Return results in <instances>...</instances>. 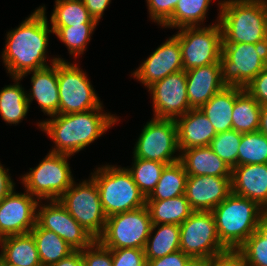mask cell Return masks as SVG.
I'll return each instance as SVG.
<instances>
[{"label": "cell", "instance_id": "74e56055", "mask_svg": "<svg viewBox=\"0 0 267 266\" xmlns=\"http://www.w3.org/2000/svg\"><path fill=\"white\" fill-rule=\"evenodd\" d=\"M237 251L247 266H267V240L255 231Z\"/></svg>", "mask_w": 267, "mask_h": 266}, {"label": "cell", "instance_id": "c3c4849f", "mask_svg": "<svg viewBox=\"0 0 267 266\" xmlns=\"http://www.w3.org/2000/svg\"><path fill=\"white\" fill-rule=\"evenodd\" d=\"M256 231L267 240V210H264L259 218Z\"/></svg>", "mask_w": 267, "mask_h": 266}, {"label": "cell", "instance_id": "4316f807", "mask_svg": "<svg viewBox=\"0 0 267 266\" xmlns=\"http://www.w3.org/2000/svg\"><path fill=\"white\" fill-rule=\"evenodd\" d=\"M152 225H181L193 212L185 195L160 201H146Z\"/></svg>", "mask_w": 267, "mask_h": 266}, {"label": "cell", "instance_id": "7c38bea8", "mask_svg": "<svg viewBox=\"0 0 267 266\" xmlns=\"http://www.w3.org/2000/svg\"><path fill=\"white\" fill-rule=\"evenodd\" d=\"M180 226V250L191 259H208L228 249L219 240L211 211H194Z\"/></svg>", "mask_w": 267, "mask_h": 266}, {"label": "cell", "instance_id": "9a60e30c", "mask_svg": "<svg viewBox=\"0 0 267 266\" xmlns=\"http://www.w3.org/2000/svg\"><path fill=\"white\" fill-rule=\"evenodd\" d=\"M47 203L37 206V223L42 228L56 233L74 250H83L95 241L58 200Z\"/></svg>", "mask_w": 267, "mask_h": 266}, {"label": "cell", "instance_id": "f907efd6", "mask_svg": "<svg viewBox=\"0 0 267 266\" xmlns=\"http://www.w3.org/2000/svg\"><path fill=\"white\" fill-rule=\"evenodd\" d=\"M184 266H205V261L201 259H190Z\"/></svg>", "mask_w": 267, "mask_h": 266}, {"label": "cell", "instance_id": "816d5d0a", "mask_svg": "<svg viewBox=\"0 0 267 266\" xmlns=\"http://www.w3.org/2000/svg\"><path fill=\"white\" fill-rule=\"evenodd\" d=\"M0 266H15V265H10V264H0Z\"/></svg>", "mask_w": 267, "mask_h": 266}, {"label": "cell", "instance_id": "3957f363", "mask_svg": "<svg viewBox=\"0 0 267 266\" xmlns=\"http://www.w3.org/2000/svg\"><path fill=\"white\" fill-rule=\"evenodd\" d=\"M218 5L222 43L267 44V0H223Z\"/></svg>", "mask_w": 267, "mask_h": 266}, {"label": "cell", "instance_id": "b9f144b4", "mask_svg": "<svg viewBox=\"0 0 267 266\" xmlns=\"http://www.w3.org/2000/svg\"><path fill=\"white\" fill-rule=\"evenodd\" d=\"M244 89L261 106L267 105V66Z\"/></svg>", "mask_w": 267, "mask_h": 266}, {"label": "cell", "instance_id": "7402d4cb", "mask_svg": "<svg viewBox=\"0 0 267 266\" xmlns=\"http://www.w3.org/2000/svg\"><path fill=\"white\" fill-rule=\"evenodd\" d=\"M175 121L179 153L194 147L209 146L217 134L208 117L200 109H191Z\"/></svg>", "mask_w": 267, "mask_h": 266}, {"label": "cell", "instance_id": "ab89813d", "mask_svg": "<svg viewBox=\"0 0 267 266\" xmlns=\"http://www.w3.org/2000/svg\"><path fill=\"white\" fill-rule=\"evenodd\" d=\"M111 253L113 266H147L144 249L120 248Z\"/></svg>", "mask_w": 267, "mask_h": 266}, {"label": "cell", "instance_id": "bcb514c9", "mask_svg": "<svg viewBox=\"0 0 267 266\" xmlns=\"http://www.w3.org/2000/svg\"><path fill=\"white\" fill-rule=\"evenodd\" d=\"M9 169L0 163V202L15 188V183L8 174Z\"/></svg>", "mask_w": 267, "mask_h": 266}, {"label": "cell", "instance_id": "7bdbcfd3", "mask_svg": "<svg viewBox=\"0 0 267 266\" xmlns=\"http://www.w3.org/2000/svg\"><path fill=\"white\" fill-rule=\"evenodd\" d=\"M205 266H247L237 250H228L205 261Z\"/></svg>", "mask_w": 267, "mask_h": 266}, {"label": "cell", "instance_id": "ba28073f", "mask_svg": "<svg viewBox=\"0 0 267 266\" xmlns=\"http://www.w3.org/2000/svg\"><path fill=\"white\" fill-rule=\"evenodd\" d=\"M58 201L95 240L102 235L107 216L102 207L97 184L92 177L79 184L73 181Z\"/></svg>", "mask_w": 267, "mask_h": 266}, {"label": "cell", "instance_id": "8d00e7d4", "mask_svg": "<svg viewBox=\"0 0 267 266\" xmlns=\"http://www.w3.org/2000/svg\"><path fill=\"white\" fill-rule=\"evenodd\" d=\"M242 133L229 130L217 133L211 140L209 147L231 169L237 166L238 149L241 143Z\"/></svg>", "mask_w": 267, "mask_h": 266}, {"label": "cell", "instance_id": "d6a6232c", "mask_svg": "<svg viewBox=\"0 0 267 266\" xmlns=\"http://www.w3.org/2000/svg\"><path fill=\"white\" fill-rule=\"evenodd\" d=\"M50 19L51 27L98 24L86 9L82 0H55Z\"/></svg>", "mask_w": 267, "mask_h": 266}, {"label": "cell", "instance_id": "e0dca14e", "mask_svg": "<svg viewBox=\"0 0 267 266\" xmlns=\"http://www.w3.org/2000/svg\"><path fill=\"white\" fill-rule=\"evenodd\" d=\"M183 70L179 40L173 35L137 68L132 76L146 88L166 76Z\"/></svg>", "mask_w": 267, "mask_h": 266}, {"label": "cell", "instance_id": "8fae6325", "mask_svg": "<svg viewBox=\"0 0 267 266\" xmlns=\"http://www.w3.org/2000/svg\"><path fill=\"white\" fill-rule=\"evenodd\" d=\"M179 40L183 70L219 62L222 53L220 24L183 27L174 35Z\"/></svg>", "mask_w": 267, "mask_h": 266}, {"label": "cell", "instance_id": "6da1fadb", "mask_svg": "<svg viewBox=\"0 0 267 266\" xmlns=\"http://www.w3.org/2000/svg\"><path fill=\"white\" fill-rule=\"evenodd\" d=\"M45 5L39 6L21 24L9 31L2 51V60L11 77L48 67L49 27Z\"/></svg>", "mask_w": 267, "mask_h": 266}, {"label": "cell", "instance_id": "f35d334b", "mask_svg": "<svg viewBox=\"0 0 267 266\" xmlns=\"http://www.w3.org/2000/svg\"><path fill=\"white\" fill-rule=\"evenodd\" d=\"M80 251L85 266H113L111 249L98 240Z\"/></svg>", "mask_w": 267, "mask_h": 266}, {"label": "cell", "instance_id": "ac0fdd59", "mask_svg": "<svg viewBox=\"0 0 267 266\" xmlns=\"http://www.w3.org/2000/svg\"><path fill=\"white\" fill-rule=\"evenodd\" d=\"M232 193L231 177L188 176L185 196L194 211H212Z\"/></svg>", "mask_w": 267, "mask_h": 266}, {"label": "cell", "instance_id": "8992f818", "mask_svg": "<svg viewBox=\"0 0 267 266\" xmlns=\"http://www.w3.org/2000/svg\"><path fill=\"white\" fill-rule=\"evenodd\" d=\"M219 62L223 84L244 89L267 66V44L222 43Z\"/></svg>", "mask_w": 267, "mask_h": 266}, {"label": "cell", "instance_id": "d6986e66", "mask_svg": "<svg viewBox=\"0 0 267 266\" xmlns=\"http://www.w3.org/2000/svg\"><path fill=\"white\" fill-rule=\"evenodd\" d=\"M51 65L39 70L28 72L21 76L25 78L27 74L31 76L30 93L26 92L27 100L30 103L36 99L41 111L49 117L58 114L59 111V88L57 79V61L61 58L53 57Z\"/></svg>", "mask_w": 267, "mask_h": 266}, {"label": "cell", "instance_id": "5bb4252c", "mask_svg": "<svg viewBox=\"0 0 267 266\" xmlns=\"http://www.w3.org/2000/svg\"><path fill=\"white\" fill-rule=\"evenodd\" d=\"M148 91L152 94L154 118L176 120L191 110L184 70L153 83Z\"/></svg>", "mask_w": 267, "mask_h": 266}, {"label": "cell", "instance_id": "277c9868", "mask_svg": "<svg viewBox=\"0 0 267 266\" xmlns=\"http://www.w3.org/2000/svg\"><path fill=\"white\" fill-rule=\"evenodd\" d=\"M263 211L251 199L231 193L211 211L221 243L237 250L256 231Z\"/></svg>", "mask_w": 267, "mask_h": 266}, {"label": "cell", "instance_id": "9c48e42d", "mask_svg": "<svg viewBox=\"0 0 267 266\" xmlns=\"http://www.w3.org/2000/svg\"><path fill=\"white\" fill-rule=\"evenodd\" d=\"M152 227L147 206L107 217L102 235L97 239L111 250L144 249Z\"/></svg>", "mask_w": 267, "mask_h": 266}, {"label": "cell", "instance_id": "30bf717a", "mask_svg": "<svg viewBox=\"0 0 267 266\" xmlns=\"http://www.w3.org/2000/svg\"><path fill=\"white\" fill-rule=\"evenodd\" d=\"M59 88L58 114L86 112L99 108L102 103L86 72L77 64L57 61Z\"/></svg>", "mask_w": 267, "mask_h": 266}, {"label": "cell", "instance_id": "4fadbf2b", "mask_svg": "<svg viewBox=\"0 0 267 266\" xmlns=\"http://www.w3.org/2000/svg\"><path fill=\"white\" fill-rule=\"evenodd\" d=\"M133 157L172 164L180 160L177 124L174 119L152 118L148 121L135 144Z\"/></svg>", "mask_w": 267, "mask_h": 266}, {"label": "cell", "instance_id": "83f0119b", "mask_svg": "<svg viewBox=\"0 0 267 266\" xmlns=\"http://www.w3.org/2000/svg\"><path fill=\"white\" fill-rule=\"evenodd\" d=\"M15 84L7 85L0 91V115L8 124H19L29 111L26 91L20 85L21 77H12Z\"/></svg>", "mask_w": 267, "mask_h": 266}, {"label": "cell", "instance_id": "d4e9b609", "mask_svg": "<svg viewBox=\"0 0 267 266\" xmlns=\"http://www.w3.org/2000/svg\"><path fill=\"white\" fill-rule=\"evenodd\" d=\"M235 100L236 87L225 86L200 108L212 123L216 133L232 130Z\"/></svg>", "mask_w": 267, "mask_h": 266}, {"label": "cell", "instance_id": "52a82bcc", "mask_svg": "<svg viewBox=\"0 0 267 266\" xmlns=\"http://www.w3.org/2000/svg\"><path fill=\"white\" fill-rule=\"evenodd\" d=\"M70 155L49 152L40 163L21 176L27 192L42 200H58L72 185L74 178Z\"/></svg>", "mask_w": 267, "mask_h": 266}, {"label": "cell", "instance_id": "2e32d148", "mask_svg": "<svg viewBox=\"0 0 267 266\" xmlns=\"http://www.w3.org/2000/svg\"><path fill=\"white\" fill-rule=\"evenodd\" d=\"M42 203L29 192L13 189L0 202V239L30 233L37 223V206Z\"/></svg>", "mask_w": 267, "mask_h": 266}, {"label": "cell", "instance_id": "603a6c76", "mask_svg": "<svg viewBox=\"0 0 267 266\" xmlns=\"http://www.w3.org/2000/svg\"><path fill=\"white\" fill-rule=\"evenodd\" d=\"M179 154L188 176H232V169L209 146L190 148Z\"/></svg>", "mask_w": 267, "mask_h": 266}, {"label": "cell", "instance_id": "681fc988", "mask_svg": "<svg viewBox=\"0 0 267 266\" xmlns=\"http://www.w3.org/2000/svg\"><path fill=\"white\" fill-rule=\"evenodd\" d=\"M258 131L267 137V105L261 106Z\"/></svg>", "mask_w": 267, "mask_h": 266}, {"label": "cell", "instance_id": "cb8c5ba5", "mask_svg": "<svg viewBox=\"0 0 267 266\" xmlns=\"http://www.w3.org/2000/svg\"><path fill=\"white\" fill-rule=\"evenodd\" d=\"M0 264L41 266L39 253L31 233L0 239Z\"/></svg>", "mask_w": 267, "mask_h": 266}, {"label": "cell", "instance_id": "f1b7e54d", "mask_svg": "<svg viewBox=\"0 0 267 266\" xmlns=\"http://www.w3.org/2000/svg\"><path fill=\"white\" fill-rule=\"evenodd\" d=\"M260 111L261 105L245 89L236 87L232 130L240 133L258 131Z\"/></svg>", "mask_w": 267, "mask_h": 266}, {"label": "cell", "instance_id": "60d3db41", "mask_svg": "<svg viewBox=\"0 0 267 266\" xmlns=\"http://www.w3.org/2000/svg\"><path fill=\"white\" fill-rule=\"evenodd\" d=\"M149 17L162 26L173 14L179 0H146Z\"/></svg>", "mask_w": 267, "mask_h": 266}, {"label": "cell", "instance_id": "e575fe53", "mask_svg": "<svg viewBox=\"0 0 267 266\" xmlns=\"http://www.w3.org/2000/svg\"><path fill=\"white\" fill-rule=\"evenodd\" d=\"M267 163V137L259 131L242 133L237 166Z\"/></svg>", "mask_w": 267, "mask_h": 266}, {"label": "cell", "instance_id": "1f68e13d", "mask_svg": "<svg viewBox=\"0 0 267 266\" xmlns=\"http://www.w3.org/2000/svg\"><path fill=\"white\" fill-rule=\"evenodd\" d=\"M212 0H179L172 16L162 25L164 28L200 26L206 19ZM199 23V24H198Z\"/></svg>", "mask_w": 267, "mask_h": 266}, {"label": "cell", "instance_id": "484cf974", "mask_svg": "<svg viewBox=\"0 0 267 266\" xmlns=\"http://www.w3.org/2000/svg\"><path fill=\"white\" fill-rule=\"evenodd\" d=\"M178 250H180L179 225L176 224L152 225L149 237L144 247V254L146 260L162 258Z\"/></svg>", "mask_w": 267, "mask_h": 266}, {"label": "cell", "instance_id": "836d02e7", "mask_svg": "<svg viewBox=\"0 0 267 266\" xmlns=\"http://www.w3.org/2000/svg\"><path fill=\"white\" fill-rule=\"evenodd\" d=\"M133 160L132 167L127 170L131 173L141 193L147 198L158 183L167 164L136 157H133Z\"/></svg>", "mask_w": 267, "mask_h": 266}, {"label": "cell", "instance_id": "4dcf8cb0", "mask_svg": "<svg viewBox=\"0 0 267 266\" xmlns=\"http://www.w3.org/2000/svg\"><path fill=\"white\" fill-rule=\"evenodd\" d=\"M187 173L180 161L168 164L146 201H160L185 194Z\"/></svg>", "mask_w": 267, "mask_h": 266}, {"label": "cell", "instance_id": "7a4b0ae2", "mask_svg": "<svg viewBox=\"0 0 267 266\" xmlns=\"http://www.w3.org/2000/svg\"><path fill=\"white\" fill-rule=\"evenodd\" d=\"M102 106L86 112L56 114L50 116L51 119L39 121L38 127L55 143L49 152L72 156L116 124L119 117L104 113Z\"/></svg>", "mask_w": 267, "mask_h": 266}, {"label": "cell", "instance_id": "d590c367", "mask_svg": "<svg viewBox=\"0 0 267 266\" xmlns=\"http://www.w3.org/2000/svg\"><path fill=\"white\" fill-rule=\"evenodd\" d=\"M97 24H81L71 27H51L53 34L68 48L75 58L84 53Z\"/></svg>", "mask_w": 267, "mask_h": 266}, {"label": "cell", "instance_id": "ee69618b", "mask_svg": "<svg viewBox=\"0 0 267 266\" xmlns=\"http://www.w3.org/2000/svg\"><path fill=\"white\" fill-rule=\"evenodd\" d=\"M191 258L181 250L162 258L147 260V266H184Z\"/></svg>", "mask_w": 267, "mask_h": 266}, {"label": "cell", "instance_id": "f6af8a7d", "mask_svg": "<svg viewBox=\"0 0 267 266\" xmlns=\"http://www.w3.org/2000/svg\"><path fill=\"white\" fill-rule=\"evenodd\" d=\"M91 16L99 23L111 0H82Z\"/></svg>", "mask_w": 267, "mask_h": 266}, {"label": "cell", "instance_id": "5b68a950", "mask_svg": "<svg viewBox=\"0 0 267 266\" xmlns=\"http://www.w3.org/2000/svg\"><path fill=\"white\" fill-rule=\"evenodd\" d=\"M91 177L95 180L107 217L139 209L146 205L141 193L127 168L112 165L98 167Z\"/></svg>", "mask_w": 267, "mask_h": 266}, {"label": "cell", "instance_id": "ffe728a7", "mask_svg": "<svg viewBox=\"0 0 267 266\" xmlns=\"http://www.w3.org/2000/svg\"><path fill=\"white\" fill-rule=\"evenodd\" d=\"M185 72L187 96L191 109H200L225 87L221 79L220 62L195 67Z\"/></svg>", "mask_w": 267, "mask_h": 266}, {"label": "cell", "instance_id": "7dc6e473", "mask_svg": "<svg viewBox=\"0 0 267 266\" xmlns=\"http://www.w3.org/2000/svg\"><path fill=\"white\" fill-rule=\"evenodd\" d=\"M52 266H85L80 250H74L67 257L61 259Z\"/></svg>", "mask_w": 267, "mask_h": 266}, {"label": "cell", "instance_id": "44dd1931", "mask_svg": "<svg viewBox=\"0 0 267 266\" xmlns=\"http://www.w3.org/2000/svg\"><path fill=\"white\" fill-rule=\"evenodd\" d=\"M231 186L232 193L251 199L267 210V163L234 167Z\"/></svg>", "mask_w": 267, "mask_h": 266}, {"label": "cell", "instance_id": "f546056e", "mask_svg": "<svg viewBox=\"0 0 267 266\" xmlns=\"http://www.w3.org/2000/svg\"><path fill=\"white\" fill-rule=\"evenodd\" d=\"M30 233L34 237L43 266H52L74 251L56 233L42 228L38 223L35 224Z\"/></svg>", "mask_w": 267, "mask_h": 266}]
</instances>
